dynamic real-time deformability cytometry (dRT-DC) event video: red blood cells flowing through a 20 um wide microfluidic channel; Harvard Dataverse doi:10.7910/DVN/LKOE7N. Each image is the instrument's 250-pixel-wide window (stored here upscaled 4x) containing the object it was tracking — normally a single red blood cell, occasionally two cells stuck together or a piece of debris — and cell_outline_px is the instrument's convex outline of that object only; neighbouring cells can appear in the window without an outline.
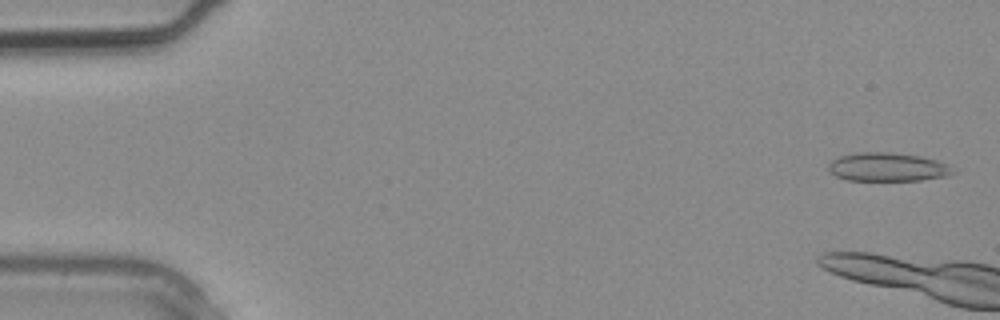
{"species": "common noctule bat (a hibernating species)", "species_latin": "Nyctalus noctula", "temperature_condition": "warm", "stored_images_in_passage": 3, "camera_frame_rate_fps": 3000, "um_per_image_px": 0.085, "animal": {"sex": "male", "body_mass_g": 20.4}, "frame": {"image": 1, "passage_image": 1, "time_ms": 0.0, "image_size_px": [1000, 320], "cell_outline_px": [[960, 172], [948, 176], [920, 180], [848, 180], [836, 176], [828, 172], [828, 164], [832, 160], [840, 156], [856, 152], [892, 152], [920, 156], [952, 164]], "centroid_in_image_um": [75.53, 14.19], "position_along_channel_um": 9.5, "area_um2": 21.21}}